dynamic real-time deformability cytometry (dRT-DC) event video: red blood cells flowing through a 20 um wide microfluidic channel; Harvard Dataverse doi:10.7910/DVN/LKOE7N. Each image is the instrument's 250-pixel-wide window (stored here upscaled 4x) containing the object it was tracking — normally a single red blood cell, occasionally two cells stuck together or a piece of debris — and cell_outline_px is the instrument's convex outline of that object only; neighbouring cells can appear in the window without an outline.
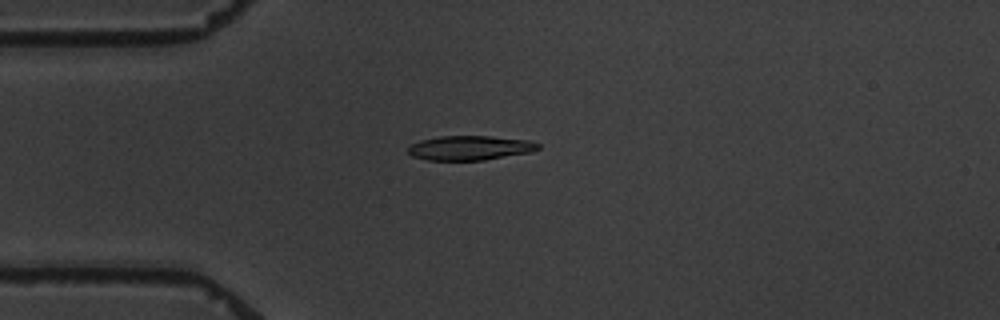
{"species": "common noctule bat (a hibernating species)", "species_latin": "Nyctalus noctula", "temperature_condition": "warm", "stored_images_in_passage": 9, "camera_frame_rate_fps": 3000, "um_per_image_px": 0.085, "animal": {"sex": "male", "body_mass_g": 19.5, "forearm_length_mm": 54.6}, "frame": {"image": 1, "passage_image": 4, "time_ms": 3.667, "image_size_px": [1000, 320], "cell_outline_px": [[540, 148], [528, 152], [484, 160], [428, 160], [412, 156], [408, 152], [408, 148], [412, 144], [420, 140], [440, 136], [492, 136], [528, 140], [540, 144]], "centroid_in_image_um": [39.92, 12.56], "position_along_channel_um": 45.1, "area_um2": 18.38}}
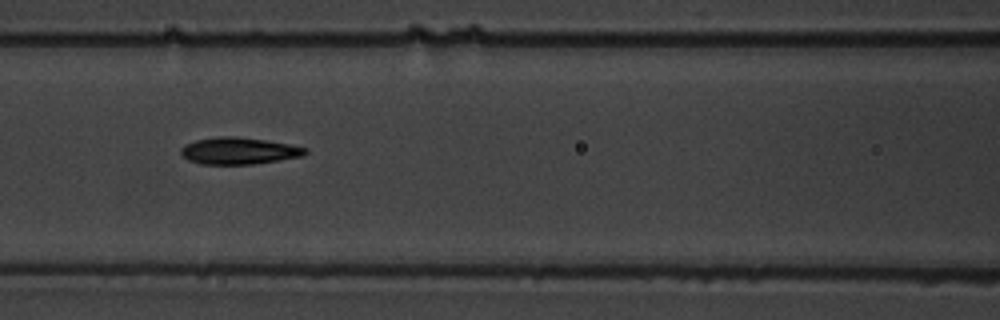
{"frame": {"image": 2, "passage_image": 7, "time_ms": 7.0, "image_size_px": [1000, 320], "cell_outline_px": [[308, 152], [304, 156], [252, 164], [200, 164], [188, 160], [180, 152], [180, 148], [184, 144], [196, 140], [216, 136], [236, 136], [264, 140], [288, 144], [308, 148]], "centroid_in_image_um": [20.28, 12.82], "position_along_channel_um": 146.3, "area_um2": 19.48}}
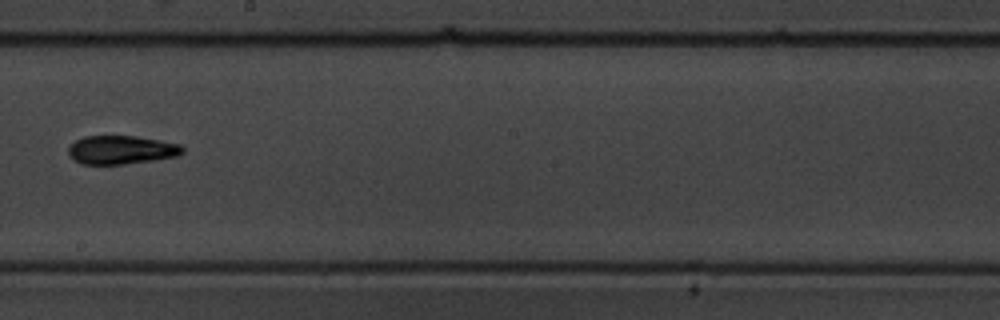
{"frame": {"image": 3, "passage_image": 9, "time_ms": 9.667, "image_size_px": [1000, 320], "cell_outline_px": [[184, 152], [176, 156], [152, 160], [124, 164], [84, 164], [72, 160], [68, 152], [68, 148], [76, 140], [84, 136], [136, 136], [160, 140], [180, 144], [184, 148]], "centroid_in_image_um": [10.3, 12.73], "position_along_channel_um": 237.9, "area_um2": 18.96}}